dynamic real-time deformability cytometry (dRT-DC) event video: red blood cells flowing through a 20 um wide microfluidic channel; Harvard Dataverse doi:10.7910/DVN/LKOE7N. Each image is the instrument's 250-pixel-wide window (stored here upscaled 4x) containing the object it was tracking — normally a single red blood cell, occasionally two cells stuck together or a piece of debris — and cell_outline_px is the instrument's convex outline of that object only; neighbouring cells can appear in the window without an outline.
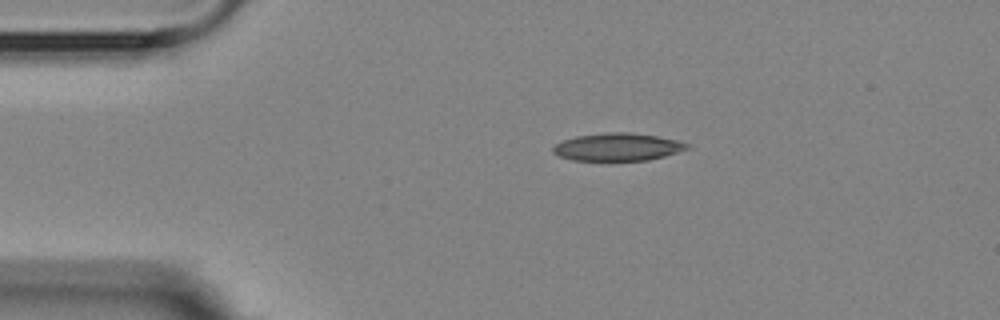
{"species": "Egyptian fruit bat (a non-hibernating species)", "species_latin": "Rousettus aegyptiacus", "temperature_condition": "room temperature", "stored_images_in_passage": 7, "camera_frame_rate_fps": 3000, "um_per_image_px": 0.085, "animal": {"sex": "female"}, "frame": {"image": 1, "passage_image": 1, "time_ms": 0.0, "image_size_px": [1000, 320], "cell_outline_px": [[692, 148], [664, 156], [648, 160], [572, 160], [560, 156], [552, 152], [552, 148], [556, 144], [564, 140], [576, 136], [608, 132], [628, 132], [656, 136], [676, 140], [688, 144]], "centroid_in_image_um": [52.51, 12.49], "position_along_channel_um": 32.5, "area_um2": 21.44}}
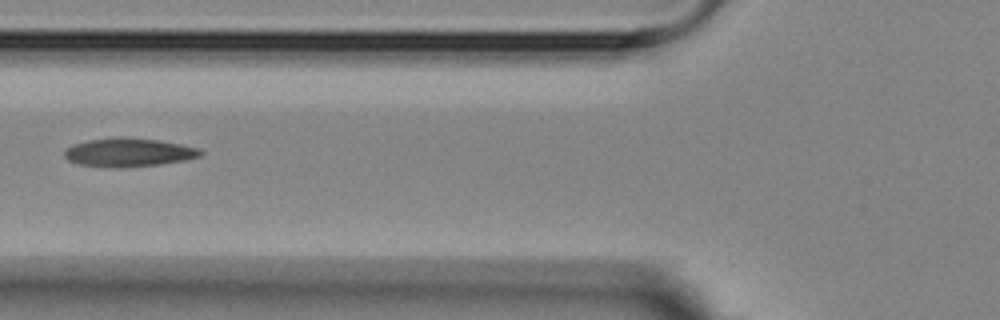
{"frame": {"image": 2, "passage_image": 4, "time_ms": 3.333, "image_size_px": [1000, 320], "cell_outline_px": [[204, 152], [200, 156], [184, 160], [160, 164], [124, 168], [108, 168], [76, 164], [68, 160], [64, 156], [64, 148], [72, 144], [88, 140], [116, 136], [124, 136], [160, 140], [200, 148]], "centroid_in_image_um": [10.89, 12.95], "position_along_channel_um": 114.9, "area_um2": 23.24}}
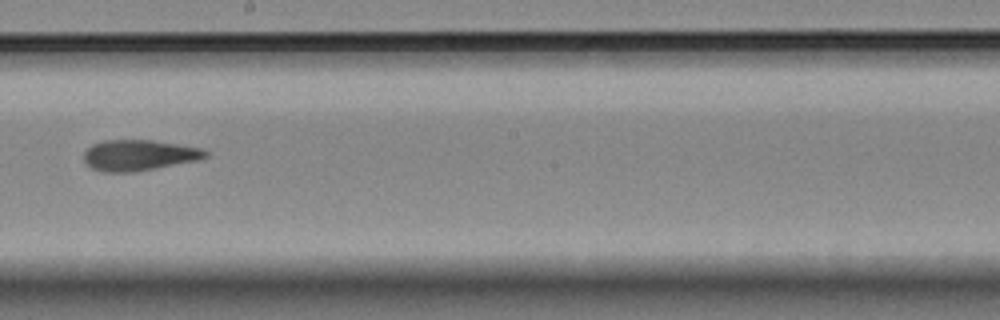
{"frame": {"image": 3, "passage_image": 7, "time_ms": 6.667, "image_size_px": [1000, 320], "cell_outline_px": [[208, 156], [196, 160], [136, 172], [100, 172], [88, 168], [84, 160], [84, 152], [92, 144], [104, 140], [152, 140], [200, 148], [208, 152]], "centroid_in_image_um": [11.73, 13.2], "position_along_channel_um": 236.5, "area_um2": 21.85}}